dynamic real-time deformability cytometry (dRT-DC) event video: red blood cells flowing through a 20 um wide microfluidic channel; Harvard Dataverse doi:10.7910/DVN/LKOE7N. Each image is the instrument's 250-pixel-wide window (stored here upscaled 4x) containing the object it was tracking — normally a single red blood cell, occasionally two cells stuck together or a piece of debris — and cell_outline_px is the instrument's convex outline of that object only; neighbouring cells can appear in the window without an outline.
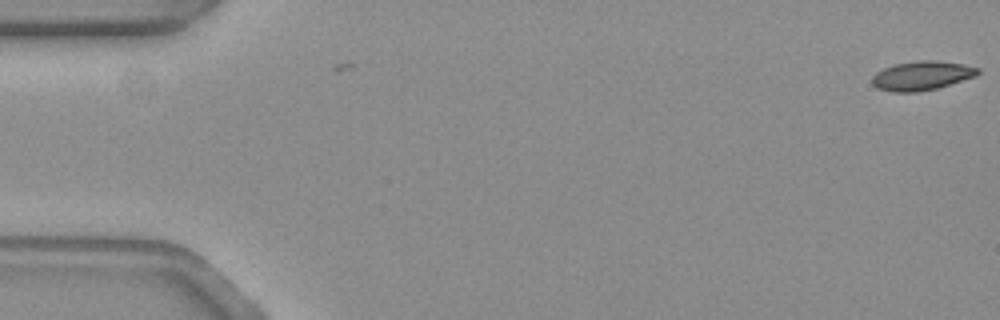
{"species": "common noctule bat (a hibernating species)", "species_latin": "Nyctalus noctula", "temperature_condition": "warm", "stored_images_in_passage": 4, "camera_frame_rate_fps": 3000, "um_per_image_px": 0.085, "animal": {"sex": "female", "body_mass_g": 19.3, "forearm_length_mm": 54.1}, "frame": {"image": 1, "passage_image": 4, "time_ms": 1.0, "image_size_px": [1000, 320], "cell_outline_px": [[980, 72], [976, 76], [936, 88], [916, 92], [892, 92], [876, 88], [872, 84], [872, 76], [876, 72], [884, 68], [896, 64], [920, 60], [932, 60], [964, 64], [980, 68]], "centroid_in_image_um": [78.34, 6.43], "position_along_channel_um": 6.7, "area_um2": 17.86}}